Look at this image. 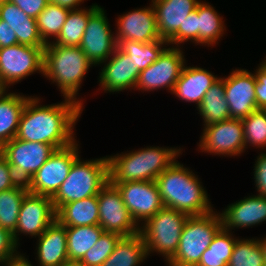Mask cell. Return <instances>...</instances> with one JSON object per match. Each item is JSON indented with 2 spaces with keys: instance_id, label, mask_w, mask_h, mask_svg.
<instances>
[{
  "instance_id": "cell-1",
  "label": "cell",
  "mask_w": 266,
  "mask_h": 266,
  "mask_svg": "<svg viewBox=\"0 0 266 266\" xmlns=\"http://www.w3.org/2000/svg\"><path fill=\"white\" fill-rule=\"evenodd\" d=\"M39 100L33 96L26 102L15 138L50 144L56 150L76 142L73 129L84 106L70 98L43 106Z\"/></svg>"
},
{
  "instance_id": "cell-2",
  "label": "cell",
  "mask_w": 266,
  "mask_h": 266,
  "mask_svg": "<svg viewBox=\"0 0 266 266\" xmlns=\"http://www.w3.org/2000/svg\"><path fill=\"white\" fill-rule=\"evenodd\" d=\"M155 182L164 207L188 216L205 215L213 211L207 191L198 176L178 161L164 170Z\"/></svg>"
},
{
  "instance_id": "cell-3",
  "label": "cell",
  "mask_w": 266,
  "mask_h": 266,
  "mask_svg": "<svg viewBox=\"0 0 266 266\" xmlns=\"http://www.w3.org/2000/svg\"><path fill=\"white\" fill-rule=\"evenodd\" d=\"M181 149L147 147L129 153L108 156L109 181L125 183L155 181V179L175 161Z\"/></svg>"
},
{
  "instance_id": "cell-4",
  "label": "cell",
  "mask_w": 266,
  "mask_h": 266,
  "mask_svg": "<svg viewBox=\"0 0 266 266\" xmlns=\"http://www.w3.org/2000/svg\"><path fill=\"white\" fill-rule=\"evenodd\" d=\"M93 64L79 46H60L51 43L44 48L43 75L57 84L64 98L77 100L82 79Z\"/></svg>"
},
{
  "instance_id": "cell-5",
  "label": "cell",
  "mask_w": 266,
  "mask_h": 266,
  "mask_svg": "<svg viewBox=\"0 0 266 266\" xmlns=\"http://www.w3.org/2000/svg\"><path fill=\"white\" fill-rule=\"evenodd\" d=\"M108 182L107 156L88 161H82L78 157L73 162L67 178L51 198L55 211L67 203L98 195Z\"/></svg>"
},
{
  "instance_id": "cell-6",
  "label": "cell",
  "mask_w": 266,
  "mask_h": 266,
  "mask_svg": "<svg viewBox=\"0 0 266 266\" xmlns=\"http://www.w3.org/2000/svg\"><path fill=\"white\" fill-rule=\"evenodd\" d=\"M222 227L220 213L214 210L205 215L189 216L183 227L178 249L167 264L197 266L202 253Z\"/></svg>"
},
{
  "instance_id": "cell-7",
  "label": "cell",
  "mask_w": 266,
  "mask_h": 266,
  "mask_svg": "<svg viewBox=\"0 0 266 266\" xmlns=\"http://www.w3.org/2000/svg\"><path fill=\"white\" fill-rule=\"evenodd\" d=\"M189 216L172 208L163 207L143 222L139 233L145 242L147 255L158 252L168 262L176 253L183 227Z\"/></svg>"
},
{
  "instance_id": "cell-8",
  "label": "cell",
  "mask_w": 266,
  "mask_h": 266,
  "mask_svg": "<svg viewBox=\"0 0 266 266\" xmlns=\"http://www.w3.org/2000/svg\"><path fill=\"white\" fill-rule=\"evenodd\" d=\"M78 144L57 149L26 183L30 193L52 198L67 178L73 162L79 157Z\"/></svg>"
},
{
  "instance_id": "cell-9",
  "label": "cell",
  "mask_w": 266,
  "mask_h": 266,
  "mask_svg": "<svg viewBox=\"0 0 266 266\" xmlns=\"http://www.w3.org/2000/svg\"><path fill=\"white\" fill-rule=\"evenodd\" d=\"M55 151L50 144L17 138L0 148V154L8 161L15 176L22 183H27Z\"/></svg>"
},
{
  "instance_id": "cell-10",
  "label": "cell",
  "mask_w": 266,
  "mask_h": 266,
  "mask_svg": "<svg viewBox=\"0 0 266 266\" xmlns=\"http://www.w3.org/2000/svg\"><path fill=\"white\" fill-rule=\"evenodd\" d=\"M199 149L219 156H237L245 152L244 127L241 119L228 118L204 126Z\"/></svg>"
},
{
  "instance_id": "cell-11",
  "label": "cell",
  "mask_w": 266,
  "mask_h": 266,
  "mask_svg": "<svg viewBox=\"0 0 266 266\" xmlns=\"http://www.w3.org/2000/svg\"><path fill=\"white\" fill-rule=\"evenodd\" d=\"M44 48L16 44L0 49V79L8 87L33 73L43 74Z\"/></svg>"
},
{
  "instance_id": "cell-12",
  "label": "cell",
  "mask_w": 266,
  "mask_h": 266,
  "mask_svg": "<svg viewBox=\"0 0 266 266\" xmlns=\"http://www.w3.org/2000/svg\"><path fill=\"white\" fill-rule=\"evenodd\" d=\"M99 207V226L105 232L116 233L121 237L136 235L139 226L126 208L121 193L110 181L97 195Z\"/></svg>"
},
{
  "instance_id": "cell-13",
  "label": "cell",
  "mask_w": 266,
  "mask_h": 266,
  "mask_svg": "<svg viewBox=\"0 0 266 266\" xmlns=\"http://www.w3.org/2000/svg\"><path fill=\"white\" fill-rule=\"evenodd\" d=\"M180 49L174 45L166 48L156 61L140 72L135 89L150 92L165 87L172 93L186 62Z\"/></svg>"
},
{
  "instance_id": "cell-14",
  "label": "cell",
  "mask_w": 266,
  "mask_h": 266,
  "mask_svg": "<svg viewBox=\"0 0 266 266\" xmlns=\"http://www.w3.org/2000/svg\"><path fill=\"white\" fill-rule=\"evenodd\" d=\"M103 8L99 7L88 19L79 47L93 65L109 60L118 44L115 33L111 32L108 18Z\"/></svg>"
},
{
  "instance_id": "cell-15",
  "label": "cell",
  "mask_w": 266,
  "mask_h": 266,
  "mask_svg": "<svg viewBox=\"0 0 266 266\" xmlns=\"http://www.w3.org/2000/svg\"><path fill=\"white\" fill-rule=\"evenodd\" d=\"M121 193L132 219L140 227L164 207L155 181L112 183Z\"/></svg>"
},
{
  "instance_id": "cell-16",
  "label": "cell",
  "mask_w": 266,
  "mask_h": 266,
  "mask_svg": "<svg viewBox=\"0 0 266 266\" xmlns=\"http://www.w3.org/2000/svg\"><path fill=\"white\" fill-rule=\"evenodd\" d=\"M55 220L56 211L52 199L28 192L22 200L18 224L13 233L16 244H19L20 234L39 237Z\"/></svg>"
},
{
  "instance_id": "cell-17",
  "label": "cell",
  "mask_w": 266,
  "mask_h": 266,
  "mask_svg": "<svg viewBox=\"0 0 266 266\" xmlns=\"http://www.w3.org/2000/svg\"><path fill=\"white\" fill-rule=\"evenodd\" d=\"M156 13L157 31L170 44L183 43V23L197 8L198 0H152Z\"/></svg>"
},
{
  "instance_id": "cell-18",
  "label": "cell",
  "mask_w": 266,
  "mask_h": 266,
  "mask_svg": "<svg viewBox=\"0 0 266 266\" xmlns=\"http://www.w3.org/2000/svg\"><path fill=\"white\" fill-rule=\"evenodd\" d=\"M256 76L244 69H236L224 78L225 97L230 118L243 119L257 110Z\"/></svg>"
},
{
  "instance_id": "cell-19",
  "label": "cell",
  "mask_w": 266,
  "mask_h": 266,
  "mask_svg": "<svg viewBox=\"0 0 266 266\" xmlns=\"http://www.w3.org/2000/svg\"><path fill=\"white\" fill-rule=\"evenodd\" d=\"M117 44L121 40H132L140 43H149L161 39L156 24V13L153 5L135 9L125 13L117 19Z\"/></svg>"
},
{
  "instance_id": "cell-20",
  "label": "cell",
  "mask_w": 266,
  "mask_h": 266,
  "mask_svg": "<svg viewBox=\"0 0 266 266\" xmlns=\"http://www.w3.org/2000/svg\"><path fill=\"white\" fill-rule=\"evenodd\" d=\"M109 59L99 73L101 88L112 93L135 89L140 71L130 57L117 47Z\"/></svg>"
},
{
  "instance_id": "cell-21",
  "label": "cell",
  "mask_w": 266,
  "mask_h": 266,
  "mask_svg": "<svg viewBox=\"0 0 266 266\" xmlns=\"http://www.w3.org/2000/svg\"><path fill=\"white\" fill-rule=\"evenodd\" d=\"M220 216L226 230L247 228L266 221V197L249 196L225 208Z\"/></svg>"
},
{
  "instance_id": "cell-22",
  "label": "cell",
  "mask_w": 266,
  "mask_h": 266,
  "mask_svg": "<svg viewBox=\"0 0 266 266\" xmlns=\"http://www.w3.org/2000/svg\"><path fill=\"white\" fill-rule=\"evenodd\" d=\"M66 226L55 220L38 237L37 259L39 266H61L69 262Z\"/></svg>"
},
{
  "instance_id": "cell-23",
  "label": "cell",
  "mask_w": 266,
  "mask_h": 266,
  "mask_svg": "<svg viewBox=\"0 0 266 266\" xmlns=\"http://www.w3.org/2000/svg\"><path fill=\"white\" fill-rule=\"evenodd\" d=\"M217 79V76L206 69L184 65L172 94H175L180 100L194 102L198 107L203 101L205 93Z\"/></svg>"
},
{
  "instance_id": "cell-24",
  "label": "cell",
  "mask_w": 266,
  "mask_h": 266,
  "mask_svg": "<svg viewBox=\"0 0 266 266\" xmlns=\"http://www.w3.org/2000/svg\"><path fill=\"white\" fill-rule=\"evenodd\" d=\"M0 19L14 29L18 43L32 47H45L39 35L36 19L26 15L16 4L7 1L0 2Z\"/></svg>"
},
{
  "instance_id": "cell-25",
  "label": "cell",
  "mask_w": 266,
  "mask_h": 266,
  "mask_svg": "<svg viewBox=\"0 0 266 266\" xmlns=\"http://www.w3.org/2000/svg\"><path fill=\"white\" fill-rule=\"evenodd\" d=\"M56 220L66 227L99 225L97 195L62 205L56 211Z\"/></svg>"
},
{
  "instance_id": "cell-26",
  "label": "cell",
  "mask_w": 266,
  "mask_h": 266,
  "mask_svg": "<svg viewBox=\"0 0 266 266\" xmlns=\"http://www.w3.org/2000/svg\"><path fill=\"white\" fill-rule=\"evenodd\" d=\"M31 97L10 92L0 99V148L16 137L21 114Z\"/></svg>"
},
{
  "instance_id": "cell-27",
  "label": "cell",
  "mask_w": 266,
  "mask_h": 266,
  "mask_svg": "<svg viewBox=\"0 0 266 266\" xmlns=\"http://www.w3.org/2000/svg\"><path fill=\"white\" fill-rule=\"evenodd\" d=\"M145 242L140 233L121 237L113 252L100 266H139L147 258Z\"/></svg>"
},
{
  "instance_id": "cell-28",
  "label": "cell",
  "mask_w": 266,
  "mask_h": 266,
  "mask_svg": "<svg viewBox=\"0 0 266 266\" xmlns=\"http://www.w3.org/2000/svg\"><path fill=\"white\" fill-rule=\"evenodd\" d=\"M224 78H218L205 93L197 107L204 120V126L230 118L228 102L225 97Z\"/></svg>"
},
{
  "instance_id": "cell-29",
  "label": "cell",
  "mask_w": 266,
  "mask_h": 266,
  "mask_svg": "<svg viewBox=\"0 0 266 266\" xmlns=\"http://www.w3.org/2000/svg\"><path fill=\"white\" fill-rule=\"evenodd\" d=\"M104 232L99 225L66 227L69 262H79Z\"/></svg>"
},
{
  "instance_id": "cell-30",
  "label": "cell",
  "mask_w": 266,
  "mask_h": 266,
  "mask_svg": "<svg viewBox=\"0 0 266 266\" xmlns=\"http://www.w3.org/2000/svg\"><path fill=\"white\" fill-rule=\"evenodd\" d=\"M99 7L97 4H93L89 9L70 10L59 35L55 41L50 43L60 46H79L89 17Z\"/></svg>"
},
{
  "instance_id": "cell-31",
  "label": "cell",
  "mask_w": 266,
  "mask_h": 266,
  "mask_svg": "<svg viewBox=\"0 0 266 266\" xmlns=\"http://www.w3.org/2000/svg\"><path fill=\"white\" fill-rule=\"evenodd\" d=\"M163 45L169 46L168 41L159 39L149 43H140L132 40H121L117 47L130 57L135 68L141 72L159 58L167 47Z\"/></svg>"
},
{
  "instance_id": "cell-32",
  "label": "cell",
  "mask_w": 266,
  "mask_h": 266,
  "mask_svg": "<svg viewBox=\"0 0 266 266\" xmlns=\"http://www.w3.org/2000/svg\"><path fill=\"white\" fill-rule=\"evenodd\" d=\"M198 13V44L214 45L224 34L226 29L223 17L215 11L209 3L200 2ZM225 28V29H224Z\"/></svg>"
},
{
  "instance_id": "cell-33",
  "label": "cell",
  "mask_w": 266,
  "mask_h": 266,
  "mask_svg": "<svg viewBox=\"0 0 266 266\" xmlns=\"http://www.w3.org/2000/svg\"><path fill=\"white\" fill-rule=\"evenodd\" d=\"M26 183L0 192V227L12 234L18 224V216L23 198L28 193Z\"/></svg>"
},
{
  "instance_id": "cell-34",
  "label": "cell",
  "mask_w": 266,
  "mask_h": 266,
  "mask_svg": "<svg viewBox=\"0 0 266 266\" xmlns=\"http://www.w3.org/2000/svg\"><path fill=\"white\" fill-rule=\"evenodd\" d=\"M223 227L216 233L209 247L202 253L197 266H228L236 238Z\"/></svg>"
},
{
  "instance_id": "cell-35",
  "label": "cell",
  "mask_w": 266,
  "mask_h": 266,
  "mask_svg": "<svg viewBox=\"0 0 266 266\" xmlns=\"http://www.w3.org/2000/svg\"><path fill=\"white\" fill-rule=\"evenodd\" d=\"M69 11L67 8L48 3L45 9L37 16L38 32L45 44L50 43V37H53L54 40L57 38Z\"/></svg>"
},
{
  "instance_id": "cell-36",
  "label": "cell",
  "mask_w": 266,
  "mask_h": 266,
  "mask_svg": "<svg viewBox=\"0 0 266 266\" xmlns=\"http://www.w3.org/2000/svg\"><path fill=\"white\" fill-rule=\"evenodd\" d=\"M228 266H265L259 239L237 238Z\"/></svg>"
},
{
  "instance_id": "cell-37",
  "label": "cell",
  "mask_w": 266,
  "mask_h": 266,
  "mask_svg": "<svg viewBox=\"0 0 266 266\" xmlns=\"http://www.w3.org/2000/svg\"><path fill=\"white\" fill-rule=\"evenodd\" d=\"M244 127L245 145L257 148L266 146V108L257 109L241 119Z\"/></svg>"
},
{
  "instance_id": "cell-38",
  "label": "cell",
  "mask_w": 266,
  "mask_h": 266,
  "mask_svg": "<svg viewBox=\"0 0 266 266\" xmlns=\"http://www.w3.org/2000/svg\"><path fill=\"white\" fill-rule=\"evenodd\" d=\"M120 238L119 234L104 232L78 263L81 266H100L113 252Z\"/></svg>"
},
{
  "instance_id": "cell-39",
  "label": "cell",
  "mask_w": 266,
  "mask_h": 266,
  "mask_svg": "<svg viewBox=\"0 0 266 266\" xmlns=\"http://www.w3.org/2000/svg\"><path fill=\"white\" fill-rule=\"evenodd\" d=\"M17 249L13 234L0 227V264L4 265L20 256L21 253L17 252Z\"/></svg>"
},
{
  "instance_id": "cell-40",
  "label": "cell",
  "mask_w": 266,
  "mask_h": 266,
  "mask_svg": "<svg viewBox=\"0 0 266 266\" xmlns=\"http://www.w3.org/2000/svg\"><path fill=\"white\" fill-rule=\"evenodd\" d=\"M256 70L254 74L256 76L255 92L257 108L264 109L266 108V60Z\"/></svg>"
},
{
  "instance_id": "cell-41",
  "label": "cell",
  "mask_w": 266,
  "mask_h": 266,
  "mask_svg": "<svg viewBox=\"0 0 266 266\" xmlns=\"http://www.w3.org/2000/svg\"><path fill=\"white\" fill-rule=\"evenodd\" d=\"M20 181L8 161L0 154V192L16 187Z\"/></svg>"
},
{
  "instance_id": "cell-42",
  "label": "cell",
  "mask_w": 266,
  "mask_h": 266,
  "mask_svg": "<svg viewBox=\"0 0 266 266\" xmlns=\"http://www.w3.org/2000/svg\"><path fill=\"white\" fill-rule=\"evenodd\" d=\"M255 162L254 179L258 196L266 197V153H261Z\"/></svg>"
},
{
  "instance_id": "cell-43",
  "label": "cell",
  "mask_w": 266,
  "mask_h": 266,
  "mask_svg": "<svg viewBox=\"0 0 266 266\" xmlns=\"http://www.w3.org/2000/svg\"><path fill=\"white\" fill-rule=\"evenodd\" d=\"M189 40L198 45L197 8L186 17L183 23V43Z\"/></svg>"
},
{
  "instance_id": "cell-44",
  "label": "cell",
  "mask_w": 266,
  "mask_h": 266,
  "mask_svg": "<svg viewBox=\"0 0 266 266\" xmlns=\"http://www.w3.org/2000/svg\"><path fill=\"white\" fill-rule=\"evenodd\" d=\"M16 4L26 15L37 18V16L45 9L48 0H9Z\"/></svg>"
},
{
  "instance_id": "cell-45",
  "label": "cell",
  "mask_w": 266,
  "mask_h": 266,
  "mask_svg": "<svg viewBox=\"0 0 266 266\" xmlns=\"http://www.w3.org/2000/svg\"><path fill=\"white\" fill-rule=\"evenodd\" d=\"M18 44L14 29L7 22L0 19V49Z\"/></svg>"
},
{
  "instance_id": "cell-46",
  "label": "cell",
  "mask_w": 266,
  "mask_h": 266,
  "mask_svg": "<svg viewBox=\"0 0 266 266\" xmlns=\"http://www.w3.org/2000/svg\"><path fill=\"white\" fill-rule=\"evenodd\" d=\"M49 3L59 5L61 7L67 8L69 10L80 9L79 5L84 0H48Z\"/></svg>"
},
{
  "instance_id": "cell-47",
  "label": "cell",
  "mask_w": 266,
  "mask_h": 266,
  "mask_svg": "<svg viewBox=\"0 0 266 266\" xmlns=\"http://www.w3.org/2000/svg\"><path fill=\"white\" fill-rule=\"evenodd\" d=\"M3 266H33L31 262L28 261V259L22 255L16 257L15 259L7 262Z\"/></svg>"
},
{
  "instance_id": "cell-48",
  "label": "cell",
  "mask_w": 266,
  "mask_h": 266,
  "mask_svg": "<svg viewBox=\"0 0 266 266\" xmlns=\"http://www.w3.org/2000/svg\"><path fill=\"white\" fill-rule=\"evenodd\" d=\"M8 85L0 79V99H2L5 95H7L6 89H8L9 87H7Z\"/></svg>"
},
{
  "instance_id": "cell-49",
  "label": "cell",
  "mask_w": 266,
  "mask_h": 266,
  "mask_svg": "<svg viewBox=\"0 0 266 266\" xmlns=\"http://www.w3.org/2000/svg\"><path fill=\"white\" fill-rule=\"evenodd\" d=\"M259 243H260V245H261V247H262V250H263V255H264V260H265V266H266V236H265V238H263V240L261 239H259Z\"/></svg>"
},
{
  "instance_id": "cell-50",
  "label": "cell",
  "mask_w": 266,
  "mask_h": 266,
  "mask_svg": "<svg viewBox=\"0 0 266 266\" xmlns=\"http://www.w3.org/2000/svg\"><path fill=\"white\" fill-rule=\"evenodd\" d=\"M61 266H81L78 262H67Z\"/></svg>"
}]
</instances>
